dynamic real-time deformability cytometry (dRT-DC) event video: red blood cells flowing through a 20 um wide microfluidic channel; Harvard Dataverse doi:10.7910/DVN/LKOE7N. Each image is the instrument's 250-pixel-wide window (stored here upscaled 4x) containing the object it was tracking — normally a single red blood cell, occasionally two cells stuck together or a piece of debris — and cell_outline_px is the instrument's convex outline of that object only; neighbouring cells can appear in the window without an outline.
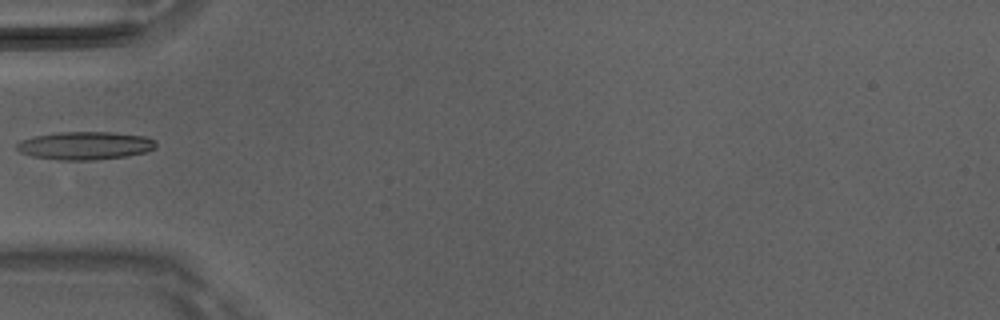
{"species": "Egyptian fruit bat (a non-hibernating species)", "species_latin": "Rousettus aegyptiacus", "temperature_condition": "room temperature", "stored_images_in_passage": 2, "camera_frame_rate_fps": 3000, "um_per_image_px": 0.085, "animal": {"sex": "male"}, "frame": {"image": 1, "passage_image": 2, "time_ms": 0.333, "image_size_px": [1000, 320], "cell_outline_px": [[156, 148], [144, 152], [124, 156], [92, 160], [60, 160], [32, 156], [20, 152], [16, 148], [16, 144], [20, 140], [36, 136], [60, 132], [112, 132], [144, 136], [156, 140]], "centroid_in_image_um": [7.23, 12.37], "position_along_channel_um": 77.8, "area_um2": 22.6}}